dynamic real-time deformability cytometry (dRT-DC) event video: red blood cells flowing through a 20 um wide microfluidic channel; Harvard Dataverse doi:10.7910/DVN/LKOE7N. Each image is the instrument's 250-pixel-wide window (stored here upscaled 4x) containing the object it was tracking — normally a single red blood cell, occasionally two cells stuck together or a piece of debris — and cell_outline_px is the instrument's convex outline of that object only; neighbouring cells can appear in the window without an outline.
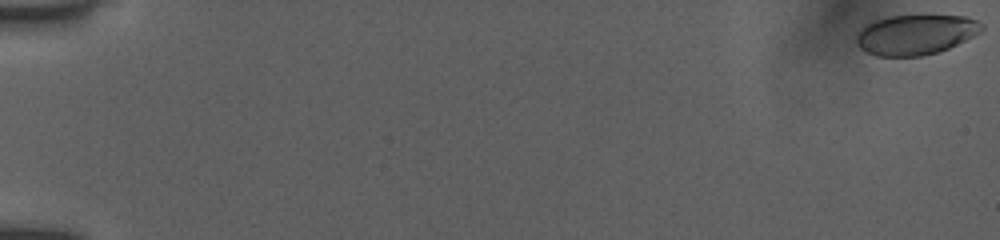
{"species": "human", "species_latin": "Homo sapiens", "temperature_condition": "room temperature", "stored_images_in_passage": 55, "camera_frame_rate_fps": 3000, "um_per_image_px": 0.085, "donor": {"sex": "female"}, "frame": {"image": 1, "passage_image": 1, "time_ms": 0.0, "image_size_px": [1000, 240], "cell_outline_px": [[984, 28], [980, 32], [948, 48], [936, 52], [920, 56], [876, 56], [860, 48], [856, 44], [856, 36], [860, 28], [864, 24], [872, 20], [888, 16], [916, 12], [920, 12], [968, 16], [984, 24]], "centroid_in_image_um": [77.81, 2.86], "position_along_channel_um": 7.2, "area_um2": 30.46}}
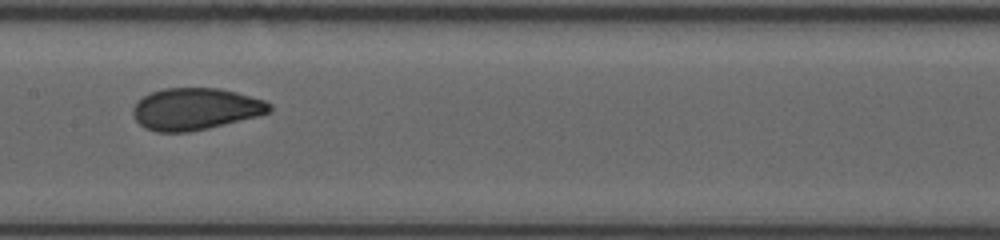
{"frame": {"image": 2, "passage_image": 30, "time_ms": 9.667, "image_size_px": [1000, 240], "cell_outline_px": [[272, 108], [268, 112], [260, 116], [208, 128], [188, 132], [156, 132], [144, 128], [136, 120], [132, 112], [132, 108], [144, 96], [152, 92], [164, 88], [220, 88], [236, 92], [264, 100], [272, 104]], "centroid_in_image_um": [16.62, 9.27], "position_along_channel_um": 190.8, "area_um2": 33.29}}
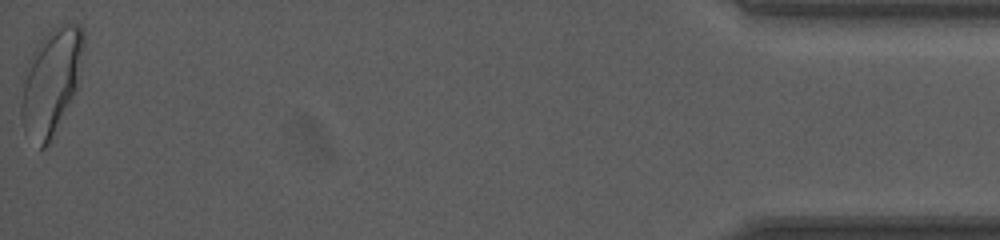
{"frame": {"image": 3, "passage_image": 55, "time_ms": 18.0, "image_size_px": [1000, 240], "cell_outline_px": [[84, 52], [80, 84], [48, 144], [44, 148], [40, 148], [24, 132], [20, 116], [20, 76], [36, 44], [52, 28], [60, 24], [80, 24], [84, 32]], "centroid_in_image_um": [4.33, 6.9], "position_along_channel_um": 430.9, "area_um2": 39.71}, "authors_computed_cell_mechanics": {"area_um2": 32.7726, "velocity_mm_per_s": 3.911, "shape_relaxation_time_tau1_ms": 6.757, "shape_relaxation_time_tau2_ms": 0.7354, "deformation_change_tau1": 0.168, "deformation_change_tau2": 0.0524}}